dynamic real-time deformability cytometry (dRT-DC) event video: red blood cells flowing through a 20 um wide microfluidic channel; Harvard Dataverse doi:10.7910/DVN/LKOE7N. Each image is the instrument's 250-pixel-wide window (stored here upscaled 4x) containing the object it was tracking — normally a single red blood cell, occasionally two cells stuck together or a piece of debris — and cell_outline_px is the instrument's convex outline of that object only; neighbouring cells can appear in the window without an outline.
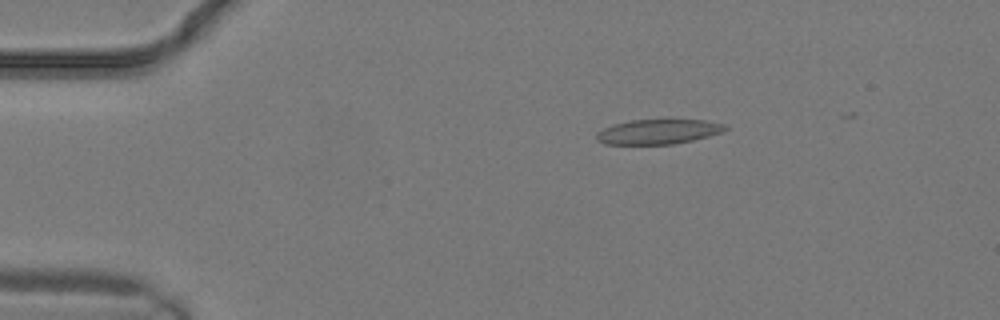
{"species": "common noctule bat (a hibernating species)", "species_latin": "Nyctalus noctula", "temperature_condition": "warm", "stored_images_in_passage": 10, "camera_frame_rate_fps": 3000, "um_per_image_px": 0.085, "animal": {"sex": "male", "body_mass_g": 19.2, "forearm_length_mm": 51.8}, "frame": {"image": 1, "passage_image": 5, "time_ms": 1.333, "image_size_px": [1000, 320], "cell_outline_px": [[728, 128], [720, 132], [708, 136], [692, 140], [672, 144], [604, 144], [596, 140], [596, 132], [604, 128], [616, 124], [632, 120], [704, 120], [724, 124]], "centroid_in_image_um": [55.92, 11.2], "position_along_channel_um": 29.1, "area_um2": 18.32}}
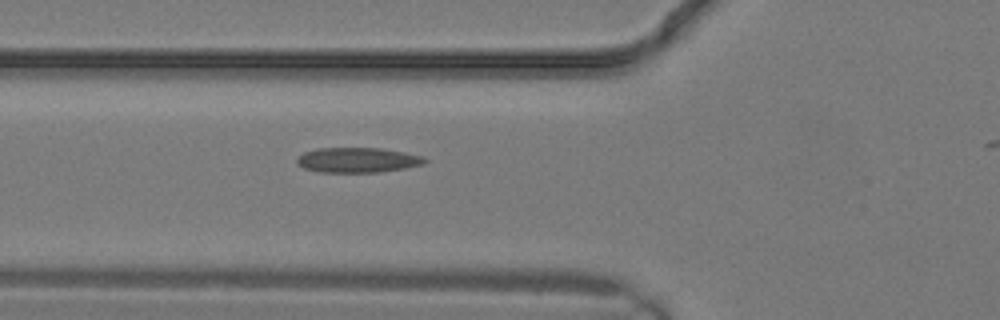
{"frame": {"image": 2, "passage_image": 10, "time_ms": 3.0, "image_size_px": [1000, 320], "cell_outline_px": [[428, 160], [424, 164], [404, 168], [380, 172], [320, 172], [304, 168], [296, 164], [296, 160], [304, 152], [316, 148], [380, 148], [404, 152], [424, 156]], "centroid_in_image_um": [30.4, 13.6], "position_along_channel_um": 95.4, "area_um2": 18.67}}